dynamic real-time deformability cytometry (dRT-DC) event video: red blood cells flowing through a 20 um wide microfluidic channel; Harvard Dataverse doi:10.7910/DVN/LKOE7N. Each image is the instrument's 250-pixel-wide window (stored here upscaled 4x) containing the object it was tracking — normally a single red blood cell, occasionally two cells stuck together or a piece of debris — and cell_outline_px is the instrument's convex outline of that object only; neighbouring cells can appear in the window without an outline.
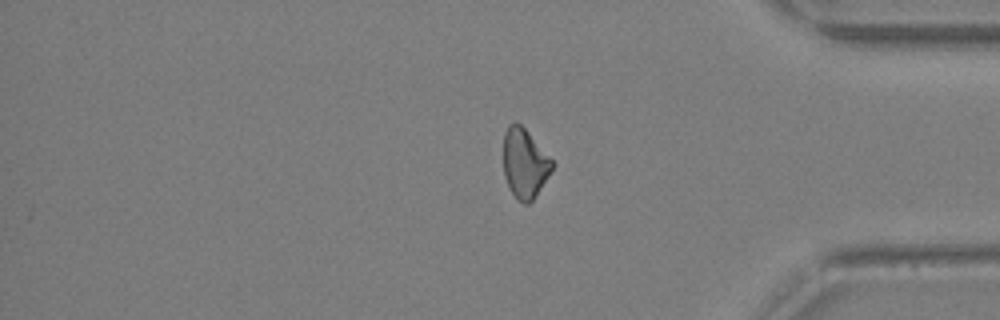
{"species": "Egyptian fruit bat (a non-hibernating species)", "species_latin": "Rousettus aegyptiacus", "temperature_condition": "warm", "stored_images_in_passage": 31, "camera_frame_rate_fps": 3000, "um_per_image_px": 0.085, "animal": {"sex": "female"}, "frame": {"image": 1, "passage_image": 31, "time_ms": 10.0, "image_size_px": [1000, 320], "cell_outline_px": [[556, 164], [532, 200], [528, 204], [524, 204], [516, 200], [504, 176], [504, 132], [508, 124], [516, 120], [528, 132]], "centroid_in_image_um": [44.59, 13.87], "position_along_channel_um": 390.6, "area_um2": 19.65}}